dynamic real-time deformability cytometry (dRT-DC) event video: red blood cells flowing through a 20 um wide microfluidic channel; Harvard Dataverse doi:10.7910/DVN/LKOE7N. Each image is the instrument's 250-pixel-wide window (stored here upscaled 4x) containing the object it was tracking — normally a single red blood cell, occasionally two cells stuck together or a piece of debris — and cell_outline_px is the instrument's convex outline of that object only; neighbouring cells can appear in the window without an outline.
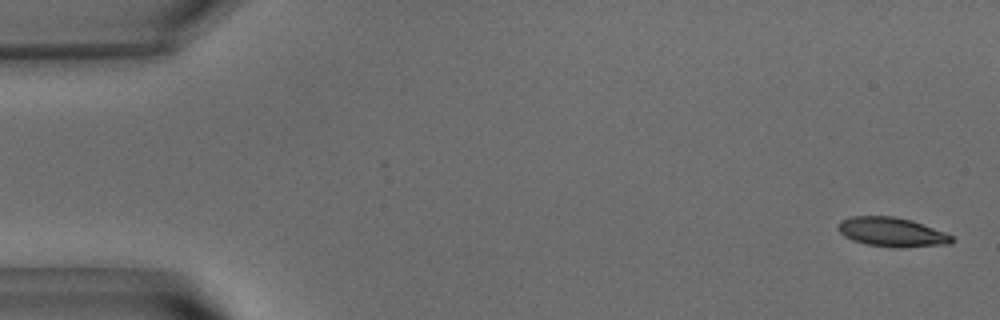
{"species": "common noctule bat (a hibernating species)", "species_latin": "Nyctalus noctula", "temperature_condition": "warm", "stored_images_in_passage": 53, "camera_frame_rate_fps": 3000, "um_per_image_px": 0.085, "animal": {"sex": "male", "body_mass_g": 15.6}, "frame": {"image": 1, "passage_image": 2, "time_ms": 0.333, "image_size_px": [1000, 320], "cell_outline_px": [[956, 240], [952, 244], [900, 248], [892, 248], [868, 244], [852, 240], [844, 236], [836, 228], [836, 224], [840, 220], [852, 216], [892, 216], [912, 220], [944, 232], [952, 236]], "centroid_in_image_um": [75.8, 19.73], "position_along_channel_um": 9.2, "area_um2": 19.65}}
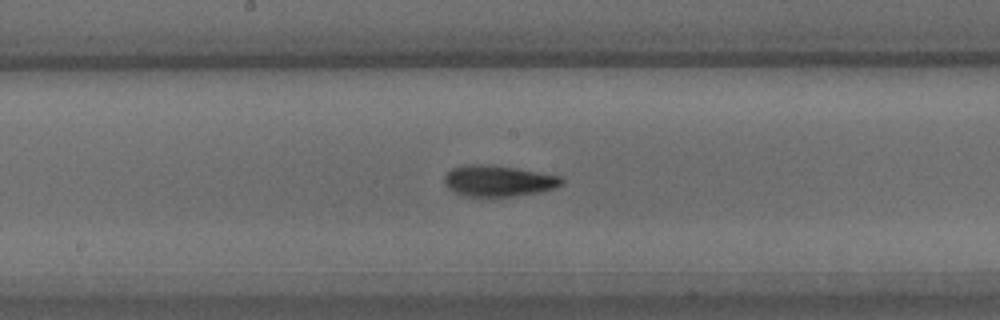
{"frame": {"image": 2, "passage_image": 28, "time_ms": 9.0, "image_size_px": [1000, 320], "cell_outline_px": [[564, 184], [556, 188], [540, 192], [484, 200], [464, 196], [448, 188], [444, 184], [444, 176], [452, 168], [464, 164], [492, 164], [516, 168], [560, 176], [564, 180]], "centroid_in_image_um": [42.33, 15.41], "position_along_channel_um": 205.9, "area_um2": 22.08}}
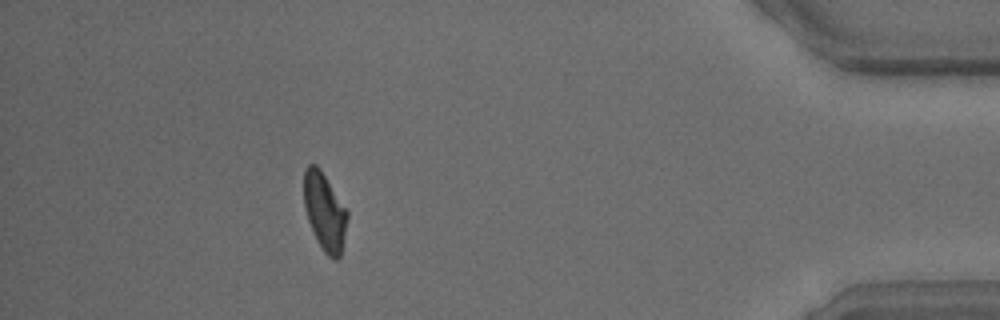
{"frame": {"image": 3, "passage_image": 48, "time_ms": 15.667, "image_size_px": [1000, 320], "cell_outline_px": [[348, 216], [340, 256], [336, 260], [332, 260], [324, 252], [316, 240], [308, 220], [304, 204], [304, 168], [308, 164], [316, 164], [320, 168], [348, 212]], "centroid_in_image_um": [27.58, 17.98], "position_along_channel_um": 407.6, "area_um2": 19.54}, "authors_computed_cell_mechanics": {"area_um2": 20.4034, "velocity_mm_per_s": 3.8111, "shape_relaxation_time_tau1_ms": 3.3081, "shape_relaxation_time_tau2_ms": 3.2597, "deformation_change_tau1": 0.15, "deformation_change_tau2": 0.104}}